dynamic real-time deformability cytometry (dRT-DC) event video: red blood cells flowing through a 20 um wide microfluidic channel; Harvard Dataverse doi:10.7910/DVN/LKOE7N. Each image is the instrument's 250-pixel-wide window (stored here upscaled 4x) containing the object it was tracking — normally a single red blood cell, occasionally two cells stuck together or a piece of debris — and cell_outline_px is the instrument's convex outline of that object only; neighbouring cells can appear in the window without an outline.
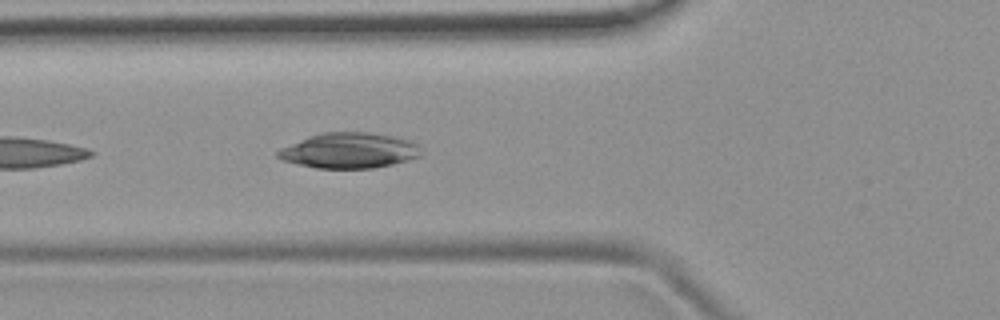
{"species": "common noctule bat (a hibernating species)", "species_latin": "Nyctalus noctula", "temperature_condition": "room temperature", "stored_images_in_passage": 6, "camera_frame_rate_fps": 3000, "um_per_image_px": 0.085, "animal": {"sex": "female", "body_mass_g": 19.9}, "frame": {"image": 1, "passage_image": 6, "time_ms": 5.667, "image_size_px": [1000, 320], "cell_outline_px": [[424, 152], [420, 156], [408, 160], [392, 164], [372, 168], [316, 168], [284, 160], [276, 156], [276, 152], [280, 148], [308, 136], [324, 132], [368, 132], [392, 136], [412, 140]], "centroid_in_image_um": [29.71, 12.79], "position_along_channel_um": 96.1, "area_um2": 29.54}}